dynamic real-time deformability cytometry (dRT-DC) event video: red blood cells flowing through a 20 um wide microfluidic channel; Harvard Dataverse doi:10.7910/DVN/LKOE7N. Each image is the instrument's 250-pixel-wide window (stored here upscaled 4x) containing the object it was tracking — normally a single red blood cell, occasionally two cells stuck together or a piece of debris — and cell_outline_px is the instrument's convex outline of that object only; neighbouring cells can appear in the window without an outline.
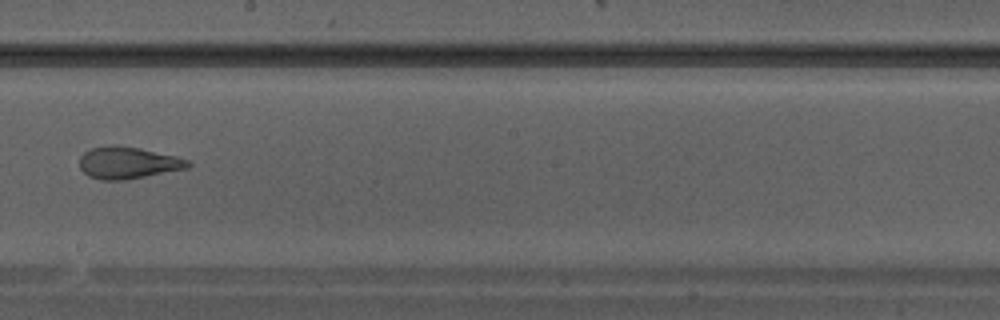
{"species": "Egyptian fruit bat (a non-hibernating species)", "species_latin": "Rousettus aegyptiacus", "temperature_condition": "warm", "stored_images_in_passage": 23, "camera_frame_rate_fps": 3000, "um_per_image_px": 0.085, "animal": {"sex": "male"}, "frame": {"image": 1, "passage_image": 10, "time_ms": 3.0, "image_size_px": [1000, 320], "cell_outline_px": [[192, 164], [188, 168], [124, 180], [100, 180], [88, 176], [80, 168], [80, 156], [84, 152], [92, 148], [140, 148], [176, 156], [188, 160]], "centroid_in_image_um": [10.9, 13.88], "position_along_channel_um": 237.3, "area_um2": 19.48}}